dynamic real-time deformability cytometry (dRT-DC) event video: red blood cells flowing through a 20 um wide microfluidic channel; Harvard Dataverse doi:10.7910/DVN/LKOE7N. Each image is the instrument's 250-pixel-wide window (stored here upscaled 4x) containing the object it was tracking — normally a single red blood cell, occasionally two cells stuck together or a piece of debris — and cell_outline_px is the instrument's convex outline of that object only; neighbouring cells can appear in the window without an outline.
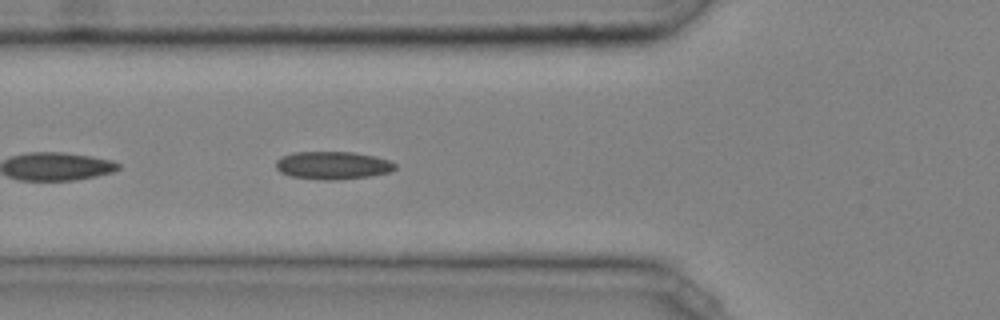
{"species": "common noctule bat (a hibernating species)", "species_latin": "Nyctalus noctula", "temperature_condition": "cold", "stored_images_in_passage": 8, "camera_frame_rate_fps": 3000, "um_per_image_px": 0.085, "animal": {"sex": "male", "body_mass_g": 20.4}, "frame": {"image": 1, "passage_image": 7, "time_ms": 2.0, "image_size_px": [1000, 320], "cell_outline_px": [[396, 168], [392, 172], [368, 176], [336, 180], [324, 180], [292, 176], [280, 172], [276, 168], [276, 160], [280, 156], [292, 152], [352, 152], [372, 156], [388, 160], [396, 164]], "centroid_in_image_um": [28.26, 14.05], "position_along_channel_um": 97.5, "area_um2": 19.31}}